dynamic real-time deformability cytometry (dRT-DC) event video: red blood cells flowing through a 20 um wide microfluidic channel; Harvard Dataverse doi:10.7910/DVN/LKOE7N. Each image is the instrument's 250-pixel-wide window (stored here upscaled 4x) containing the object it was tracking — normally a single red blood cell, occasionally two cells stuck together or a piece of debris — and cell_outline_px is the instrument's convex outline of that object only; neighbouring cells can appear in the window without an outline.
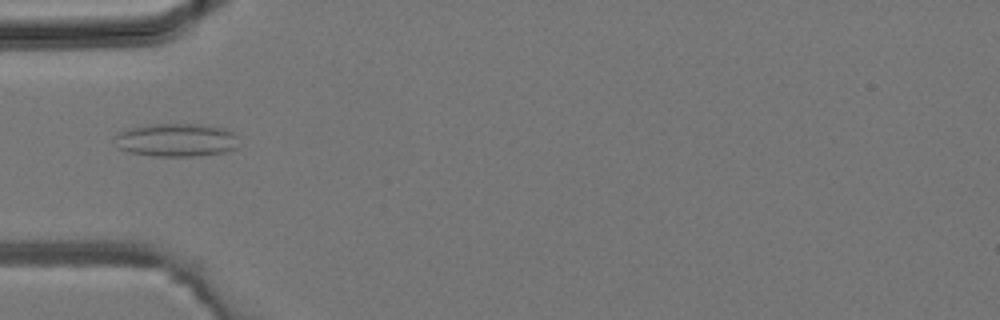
{"species": "common noctule bat (a hibernating species)", "species_latin": "Nyctalus noctula", "temperature_condition": "room temperature", "stored_images_in_passage": 3, "camera_frame_rate_fps": 3000, "um_per_image_px": 0.085, "animal": {"sex": "male", "body_mass_g": 19.2, "forearm_length_mm": 51.8}, "frame": {"image": 1, "passage_image": 3, "time_ms": 0.667, "image_size_px": [1000, 320], "cell_outline_px": [[236, 148], [224, 152], [196, 156], [152, 156], [128, 152], [116, 148], [116, 136], [120, 132], [128, 128], [148, 124], [200, 124], [224, 128], [232, 132], [236, 136]], "centroid_in_image_um": [14.95, 11.9], "position_along_channel_um": 70.1, "area_um2": 24.04}}